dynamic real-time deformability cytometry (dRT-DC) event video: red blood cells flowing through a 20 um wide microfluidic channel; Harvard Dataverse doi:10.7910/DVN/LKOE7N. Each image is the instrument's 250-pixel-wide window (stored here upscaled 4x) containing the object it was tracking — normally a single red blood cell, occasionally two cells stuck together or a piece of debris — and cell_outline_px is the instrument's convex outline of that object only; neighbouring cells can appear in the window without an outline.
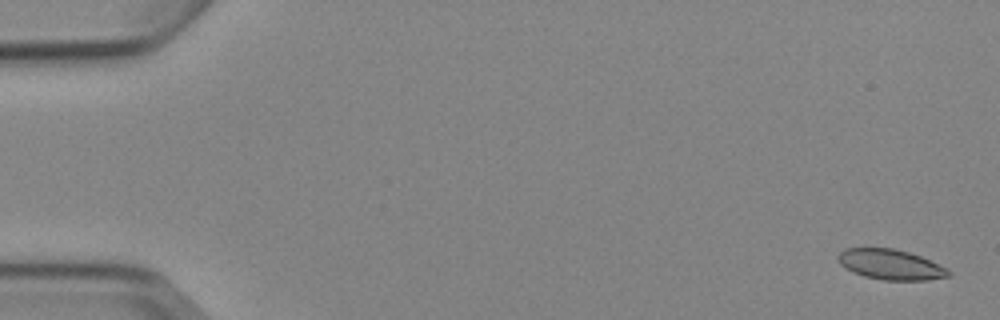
{"species": "Egyptian fruit bat (a non-hibernating species)", "species_latin": "Rousettus aegyptiacus", "temperature_condition": "cold", "stored_images_in_passage": 4, "camera_frame_rate_fps": 3000, "um_per_image_px": 0.085, "animal": {"sex": "female"}, "frame": {"image": 1, "passage_image": 1, "time_ms": 0.0, "image_size_px": [1000, 320], "cell_outline_px": [[952, 276], [928, 280], [884, 280], [864, 276], [852, 272], [844, 268], [840, 264], [836, 256], [844, 248], [896, 248], [920, 256], [948, 268], [952, 272]], "centroid_in_image_um": [75.71, 22.48], "position_along_channel_um": 9.3, "area_um2": 19.71}}
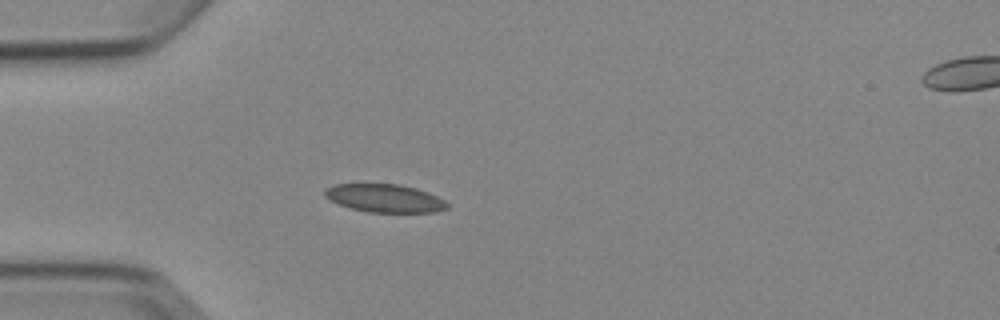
{"frame": {"image": 2, "passage_image": 4, "time_ms": 4.667, "image_size_px": [1000, 320], "cell_outline_px": [[448, 208], [436, 212], [368, 212], [352, 208], [340, 204], [324, 196], [324, 188], [332, 184], [400, 184], [416, 188], [428, 192], [444, 200], [448, 204]], "centroid_in_image_um": [32.7, 16.84], "position_along_channel_um": 52.3, "area_um2": 20.0}}